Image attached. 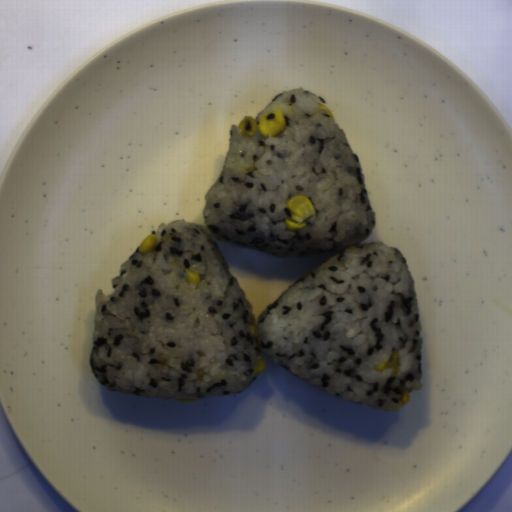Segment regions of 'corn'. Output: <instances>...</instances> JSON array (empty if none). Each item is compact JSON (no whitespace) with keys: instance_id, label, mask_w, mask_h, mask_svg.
Listing matches in <instances>:
<instances>
[{"instance_id":"f1292c28","label":"corn","mask_w":512,"mask_h":512,"mask_svg":"<svg viewBox=\"0 0 512 512\" xmlns=\"http://www.w3.org/2000/svg\"><path fill=\"white\" fill-rule=\"evenodd\" d=\"M286 206L290 212V217L284 221L287 230L300 231L307 225V220L316 215L314 204L304 194L292 196Z\"/></svg>"},{"instance_id":"51d56268","label":"corn","mask_w":512,"mask_h":512,"mask_svg":"<svg viewBox=\"0 0 512 512\" xmlns=\"http://www.w3.org/2000/svg\"><path fill=\"white\" fill-rule=\"evenodd\" d=\"M287 127L283 110L275 109L263 114L257 120L251 116L243 117L236 131L237 134L254 137L259 133L264 138H274Z\"/></svg>"},{"instance_id":"5cfa1b94","label":"corn","mask_w":512,"mask_h":512,"mask_svg":"<svg viewBox=\"0 0 512 512\" xmlns=\"http://www.w3.org/2000/svg\"><path fill=\"white\" fill-rule=\"evenodd\" d=\"M400 367L401 363L399 354L398 351H395L386 361H381L375 369L380 373L384 372L387 369H392L390 372L391 376H396L399 372Z\"/></svg>"},{"instance_id":"2b8c4276","label":"corn","mask_w":512,"mask_h":512,"mask_svg":"<svg viewBox=\"0 0 512 512\" xmlns=\"http://www.w3.org/2000/svg\"><path fill=\"white\" fill-rule=\"evenodd\" d=\"M184 273H185V277H186V282L189 285H195V289H196L202 280L200 274L196 271L189 269V268H185Z\"/></svg>"},{"instance_id":"3270194a","label":"corn","mask_w":512,"mask_h":512,"mask_svg":"<svg viewBox=\"0 0 512 512\" xmlns=\"http://www.w3.org/2000/svg\"><path fill=\"white\" fill-rule=\"evenodd\" d=\"M174 400H176L177 402H180V403H187V402H194L195 400H197V398H174Z\"/></svg>"},{"instance_id":"42891da5","label":"corn","mask_w":512,"mask_h":512,"mask_svg":"<svg viewBox=\"0 0 512 512\" xmlns=\"http://www.w3.org/2000/svg\"><path fill=\"white\" fill-rule=\"evenodd\" d=\"M320 265H316V266H313V267H310L304 274L303 276L301 277L303 280L305 278H307L312 272H314Z\"/></svg>"},{"instance_id":"a0e27810","label":"corn","mask_w":512,"mask_h":512,"mask_svg":"<svg viewBox=\"0 0 512 512\" xmlns=\"http://www.w3.org/2000/svg\"><path fill=\"white\" fill-rule=\"evenodd\" d=\"M318 110H325V111H326V113L331 117V119H333V120H334V116H333V114H332L331 110H330V109H328L325 105H321V104H320V105H318Z\"/></svg>"},{"instance_id":"f22f9a43","label":"corn","mask_w":512,"mask_h":512,"mask_svg":"<svg viewBox=\"0 0 512 512\" xmlns=\"http://www.w3.org/2000/svg\"><path fill=\"white\" fill-rule=\"evenodd\" d=\"M248 329H249V331H250V333H251V334H253L254 336H256V337H258V338H259V336H258V332H257V329H256V327H255V326L249 325Z\"/></svg>"},{"instance_id":"cfcad685","label":"corn","mask_w":512,"mask_h":512,"mask_svg":"<svg viewBox=\"0 0 512 512\" xmlns=\"http://www.w3.org/2000/svg\"><path fill=\"white\" fill-rule=\"evenodd\" d=\"M157 244V238L154 234L147 235L140 243L138 251L141 254L146 255L150 250L155 248Z\"/></svg>"},{"instance_id":"79e197a2","label":"corn","mask_w":512,"mask_h":512,"mask_svg":"<svg viewBox=\"0 0 512 512\" xmlns=\"http://www.w3.org/2000/svg\"><path fill=\"white\" fill-rule=\"evenodd\" d=\"M267 367V361L264 359L262 355H257L256 357V363L253 367L252 371V377H256L260 373L266 370Z\"/></svg>"},{"instance_id":"30e3d8cc","label":"corn","mask_w":512,"mask_h":512,"mask_svg":"<svg viewBox=\"0 0 512 512\" xmlns=\"http://www.w3.org/2000/svg\"><path fill=\"white\" fill-rule=\"evenodd\" d=\"M254 168H255V161L254 160L251 161V164H250V166L248 168L242 167V166L240 167L241 172L243 173L245 179L247 178V176L249 174H251L253 172Z\"/></svg>"},{"instance_id":"6a14855c","label":"corn","mask_w":512,"mask_h":512,"mask_svg":"<svg viewBox=\"0 0 512 512\" xmlns=\"http://www.w3.org/2000/svg\"><path fill=\"white\" fill-rule=\"evenodd\" d=\"M410 400V395L408 394L407 391H404L402 397H401V401H400V407H404L407 405V403L409 402Z\"/></svg>"}]
</instances>
